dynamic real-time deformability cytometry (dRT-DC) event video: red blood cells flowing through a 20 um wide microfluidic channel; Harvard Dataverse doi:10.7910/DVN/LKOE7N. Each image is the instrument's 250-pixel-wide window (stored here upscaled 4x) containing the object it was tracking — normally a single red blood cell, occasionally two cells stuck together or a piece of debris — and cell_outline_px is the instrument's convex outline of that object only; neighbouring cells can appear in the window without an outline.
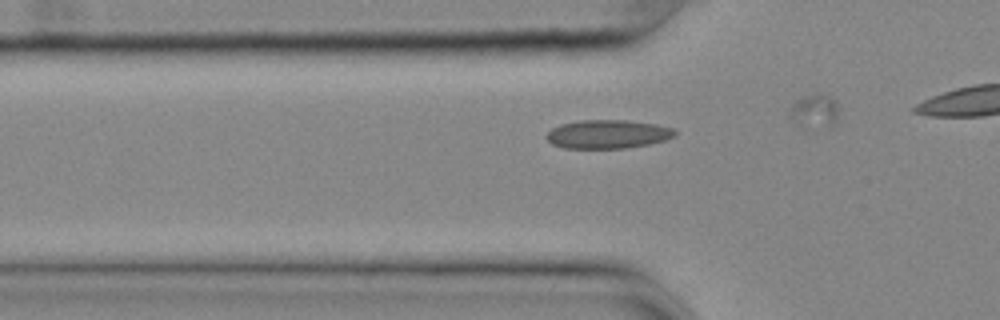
{"species": "common noctule bat (a hibernating species)", "species_latin": "Nyctalus noctula", "temperature_condition": "cold", "stored_images_in_passage": 14, "camera_frame_rate_fps": 3000, "um_per_image_px": 0.085, "animal": {"sex": "female", "body_mass_g": 25.1}, "frame": {"image": 1, "passage_image": 8, "time_ms": 2.333, "image_size_px": [1000, 320], "cell_outline_px": [[676, 136], [664, 140], [648, 144], [624, 148], [564, 148], [552, 144], [544, 136], [552, 128], [560, 124], [580, 120], [628, 120], [656, 124], [676, 128]], "centroid_in_image_um": [51.67, 11.39], "position_along_channel_um": 74.1, "area_um2": 21.56}}
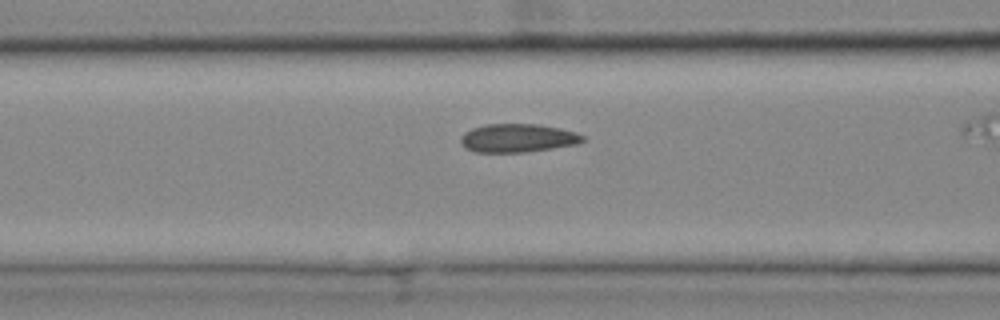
{"frame": {"image": 2, "passage_image": 12, "time_ms": 3.667, "image_size_px": [1000, 320], "cell_outline_px": [[584, 140], [580, 144], [524, 152], [476, 152], [464, 148], [460, 144], [460, 136], [464, 132], [472, 128], [484, 124], [536, 124], [560, 128], [576, 132], [584, 136]], "centroid_in_image_um": [43.98, 11.73], "position_along_channel_um": 122.6, "area_um2": 20.4}}